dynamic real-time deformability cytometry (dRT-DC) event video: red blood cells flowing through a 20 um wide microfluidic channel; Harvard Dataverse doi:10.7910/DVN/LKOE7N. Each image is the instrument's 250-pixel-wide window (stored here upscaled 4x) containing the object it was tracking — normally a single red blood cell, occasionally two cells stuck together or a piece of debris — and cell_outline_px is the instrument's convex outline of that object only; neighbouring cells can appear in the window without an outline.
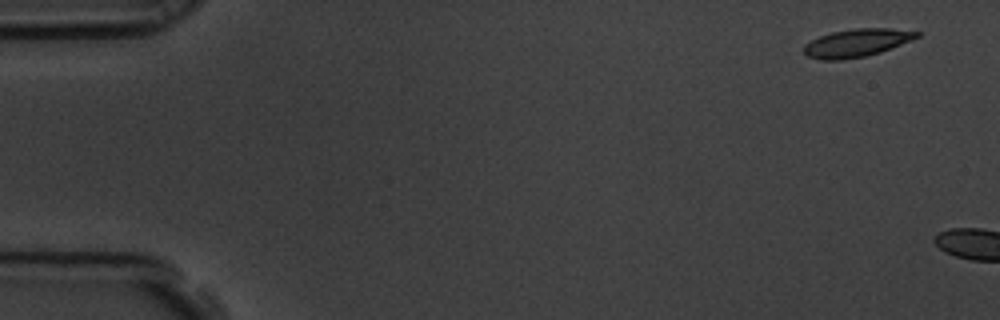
{"species": "common noctule bat (a hibernating species)", "species_latin": "Nyctalus noctula", "temperature_condition": "room temperature", "stored_images_in_passage": 2, "camera_frame_rate_fps": 3000, "um_per_image_px": 0.085, "animal": {"sex": "male", "body_mass_g": 19.5, "forearm_length_mm": 54.6}, "frame": {"image": 1, "passage_image": 1, "time_ms": 0.0, "image_size_px": [1000, 320], "cell_outline_px": [[920, 36], [912, 40], [880, 52], [864, 56], [840, 60], [820, 60], [808, 56], [804, 52], [804, 44], [820, 36], [832, 32], [856, 28], [888, 28], [920, 32]], "centroid_in_image_um": [72.81, 3.64], "position_along_channel_um": 12.2, "area_um2": 18.21}}